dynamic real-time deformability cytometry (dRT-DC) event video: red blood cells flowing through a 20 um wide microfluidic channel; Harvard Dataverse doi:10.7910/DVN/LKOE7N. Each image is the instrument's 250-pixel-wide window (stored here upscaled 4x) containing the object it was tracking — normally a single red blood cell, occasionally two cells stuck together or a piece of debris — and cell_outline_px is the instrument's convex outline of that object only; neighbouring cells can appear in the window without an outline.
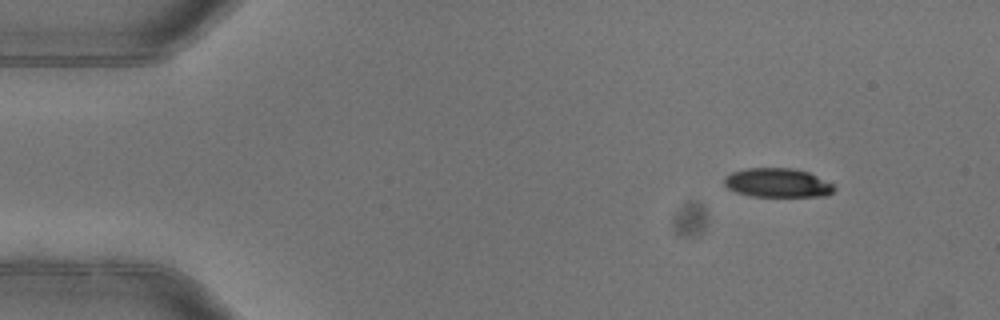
{"species": "common noctule bat (a hibernating species)", "species_latin": "Nyctalus noctula", "temperature_condition": "warm", "stored_images_in_passage": 5, "camera_frame_rate_fps": 3000, "um_per_image_px": 0.085, "animal": {"sex": "female"}, "frame": {"image": 1, "passage_image": 1, "time_ms": 0.0, "image_size_px": [1000, 320], "cell_outline_px": [[836, 188], [828, 196], [752, 196], [736, 192], [728, 188], [724, 184], [724, 176], [732, 172], [744, 168], [792, 168], [808, 172], [832, 184]], "centroid_in_image_um": [66.06, 15.53], "position_along_channel_um": 18.9, "area_um2": 18.55}}
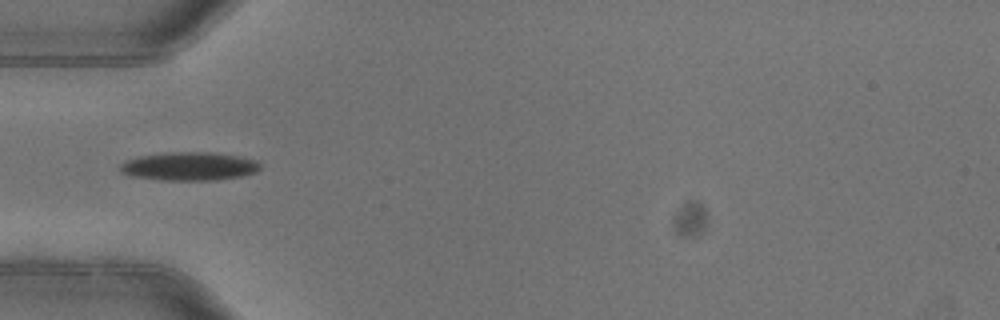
{"frame": {"image": 2, "passage_image": 4, "time_ms": 1.0, "image_size_px": [1000, 320], "cell_outline_px": [[260, 168], [256, 172], [244, 176], [216, 180], [160, 180], [128, 176], [120, 172], [120, 164], [124, 160], [136, 156], [164, 152], [208, 152], [236, 156], [256, 160], [260, 164]], "centroid_in_image_um": [16.02, 14.14], "position_along_channel_um": 69.0, "area_um2": 23.52}}